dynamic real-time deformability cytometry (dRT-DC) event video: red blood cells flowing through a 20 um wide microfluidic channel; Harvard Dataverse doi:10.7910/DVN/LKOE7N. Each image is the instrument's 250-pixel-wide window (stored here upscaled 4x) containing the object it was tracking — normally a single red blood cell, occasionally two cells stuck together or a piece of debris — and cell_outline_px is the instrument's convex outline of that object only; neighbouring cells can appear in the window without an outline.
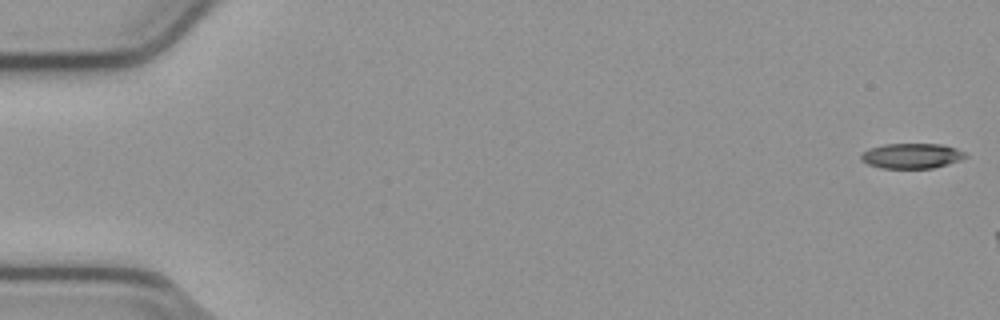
{"species": "common noctule bat (a hibernating species)", "species_latin": "Nyctalus noctula", "temperature_condition": "cold", "stored_images_in_passage": 7, "camera_frame_rate_fps": 3000, "um_per_image_px": 0.085, "animal": {"sex": "male", "body_mass_g": 23.1, "forearm_length_mm": 52.7}, "frame": {"image": 1, "passage_image": 1, "time_ms": 0.0, "image_size_px": [1000, 320], "cell_outline_px": [[968, 156], [960, 160], [932, 168], [880, 168], [868, 164], [860, 160], [860, 156], [868, 148], [884, 144], [940, 144], [956, 148], [964, 152]], "centroid_in_image_um": [77.46, 13.24], "position_along_channel_um": 7.5, "area_um2": 15.26}}